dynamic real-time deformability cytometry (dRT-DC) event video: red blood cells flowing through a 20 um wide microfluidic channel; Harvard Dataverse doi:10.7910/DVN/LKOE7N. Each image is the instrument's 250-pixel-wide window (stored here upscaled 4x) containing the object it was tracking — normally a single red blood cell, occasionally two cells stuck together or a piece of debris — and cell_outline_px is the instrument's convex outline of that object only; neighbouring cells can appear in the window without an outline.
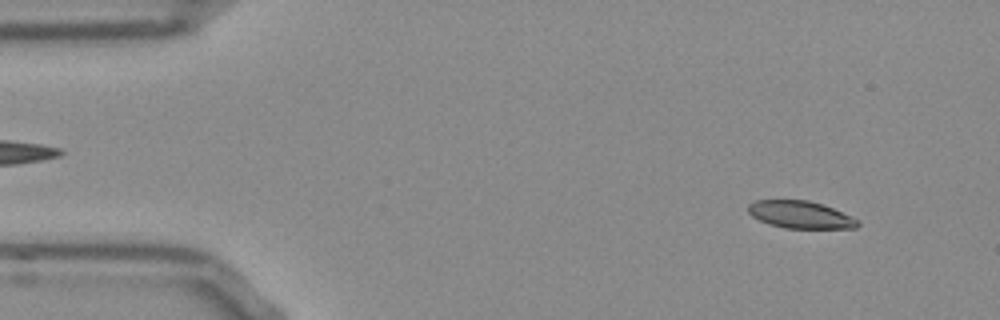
{"species": "Egyptian fruit bat (a non-hibernating species)", "species_latin": "Rousettus aegyptiacus", "temperature_condition": "room temperature", "stored_images_in_passage": 52, "camera_frame_rate_fps": 3000, "um_per_image_px": 0.085, "frame": {"image": 1, "passage_image": 4, "time_ms": 1.0, "image_size_px": [1000, 320], "cell_outline_px": [[860, 224], [856, 228], [784, 228], [760, 220], [752, 216], [748, 212], [748, 204], [756, 200], [808, 200], [832, 208], [856, 220]], "centroid_in_image_um": [67.98, 18.24], "position_along_channel_um": 17.0, "area_um2": 17.05}}
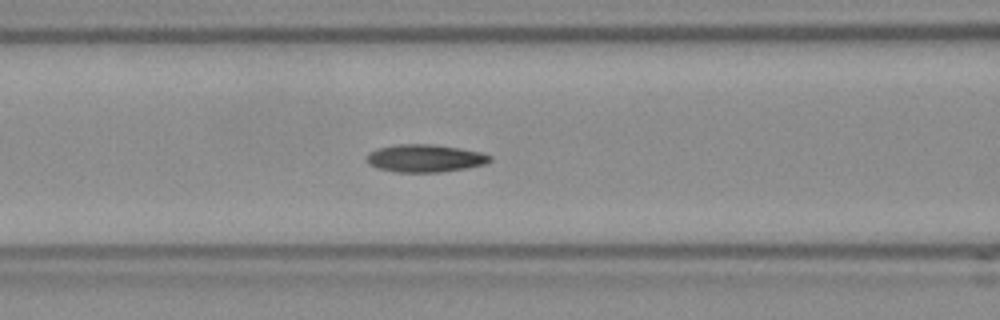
{"frame": {"image": 2, "passage_image": 20, "time_ms": 6.333, "image_size_px": [1000, 320], "cell_outline_px": [[492, 160], [484, 164], [464, 168], [436, 172], [396, 172], [376, 168], [368, 164], [368, 152], [376, 148], [400, 144], [432, 144], [460, 148], [484, 152], [492, 156]], "centroid_in_image_um": [36.12, 13.44], "position_along_channel_um": 130.5, "area_um2": 19.88}}
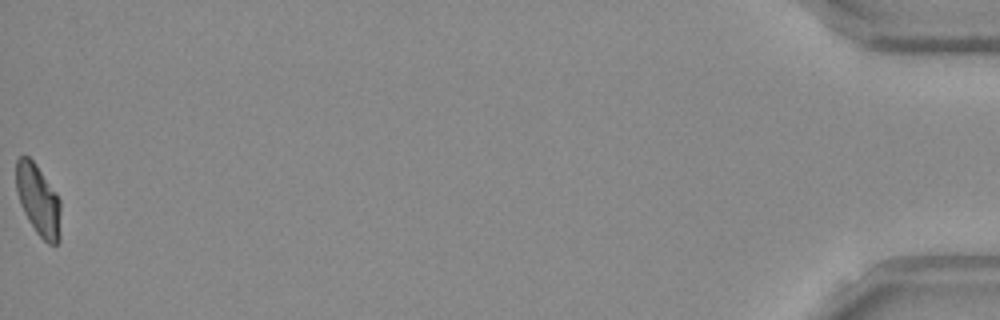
{"frame": {"image": 3, "passage_image": 52, "time_ms": 17.0, "image_size_px": [1000, 320], "cell_outline_px": [[60, 240], [56, 244], [48, 244], [36, 232], [28, 220], [20, 204], [16, 192], [16, 160], [20, 156], [28, 156], [36, 164], [56, 192], [60, 200]], "centroid_in_image_um": [3.25, 17.01], "position_along_channel_um": 431.9, "area_um2": 18.55}, "authors_computed_cell_mechanics": {"area_um2": 18.9295, "velocity_mm_per_s": 3.8196, "shape_relaxation_time_tau1_ms": 8.3172, "shape_relaxation_time_tau2_ms": 3.0127, "deformation_change_tau1": 0.2152, "deformation_change_tau2": 0.0877}}